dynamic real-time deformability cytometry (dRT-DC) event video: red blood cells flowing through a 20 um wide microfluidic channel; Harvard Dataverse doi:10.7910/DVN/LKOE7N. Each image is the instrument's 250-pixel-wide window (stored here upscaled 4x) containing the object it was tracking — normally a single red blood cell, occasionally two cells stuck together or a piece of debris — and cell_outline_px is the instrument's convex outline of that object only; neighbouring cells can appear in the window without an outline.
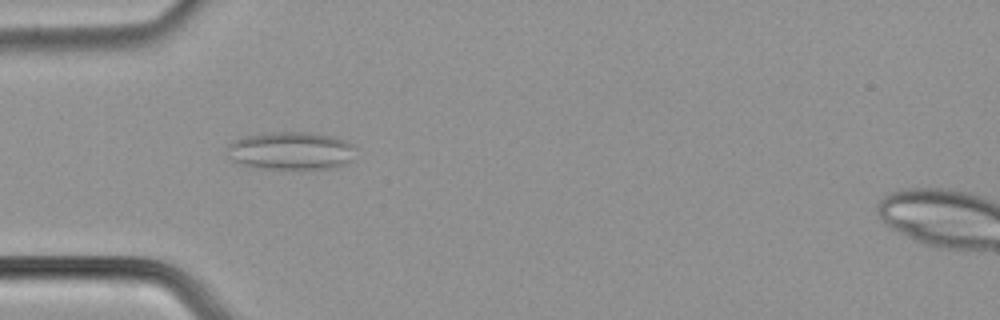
{"species": "common noctule bat (a hibernating species)", "species_latin": "Nyctalus noctula", "temperature_condition": "cold", "stored_images_in_passage": 54, "camera_frame_rate_fps": 3000, "um_per_image_px": 0.085, "animal": {"sex": "male", "body_mass_g": 21.5, "forearm_length_mm": 52.0}, "frame": {"image": 1, "passage_image": 17, "time_ms": 5.333, "image_size_px": [1000, 320], "cell_outline_px": [[356, 148], [352, 160], [336, 168], [256, 168], [232, 160], [228, 156], [228, 144], [236, 140], [248, 136], [268, 132], [308, 132], [332, 136], [344, 140], [352, 144]], "centroid_in_image_um": [24.77, 12.81], "position_along_channel_um": 60.2, "area_um2": 28.21}}
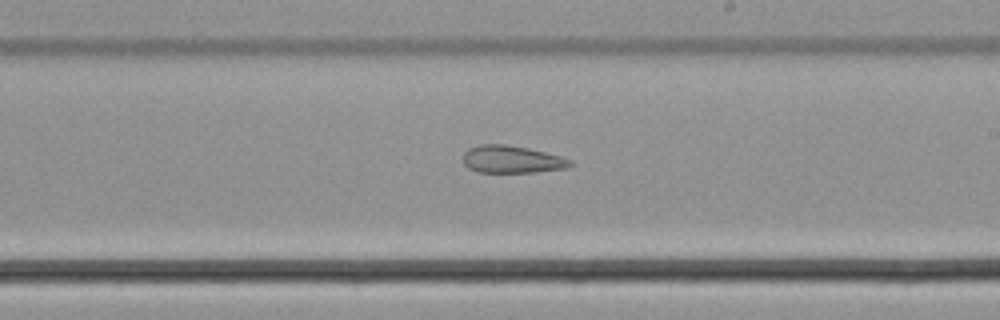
{"frame": {"image": 2, "passage_image": 32, "time_ms": 10.333, "image_size_px": [1000, 320], "cell_outline_px": [[572, 164], [568, 168], [536, 172], [476, 172], [468, 168], [464, 164], [464, 152], [468, 148], [480, 144], [504, 144], [528, 148], [560, 156], [572, 160]], "centroid_in_image_um": [43.5, 13.55], "position_along_channel_um": 245.5, "area_um2": 17.17}}
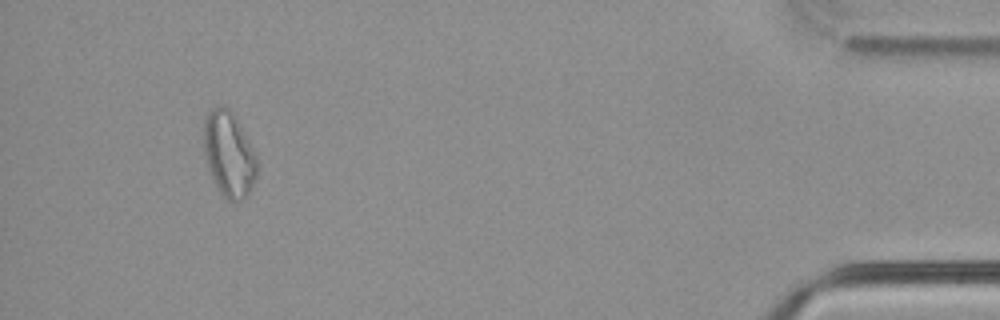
{"frame": {"image": 3, "passage_image": 51, "time_ms": 16.667, "image_size_px": [1000, 320], "cell_outline_px": [[256, 176], [248, 192], [240, 200], [228, 200], [220, 196], [212, 180], [204, 152], [204, 116], [212, 108], [220, 104], [224, 104], [236, 116], [256, 156]], "centroid_in_image_um": [19.42, 13.07], "position_along_channel_um": 415.8, "area_um2": 26.41}, "authors_computed_cell_mechanics": {"area_um2": 23.5535, "velocity_mm_per_s": 3.7861, "shape_relaxation_time_tau1_ms": null, "shape_relaxation_time_tau2_ms": 4.5374, "deformation_change_tau1": null, "deformation_change_tau2": 0.1339}}